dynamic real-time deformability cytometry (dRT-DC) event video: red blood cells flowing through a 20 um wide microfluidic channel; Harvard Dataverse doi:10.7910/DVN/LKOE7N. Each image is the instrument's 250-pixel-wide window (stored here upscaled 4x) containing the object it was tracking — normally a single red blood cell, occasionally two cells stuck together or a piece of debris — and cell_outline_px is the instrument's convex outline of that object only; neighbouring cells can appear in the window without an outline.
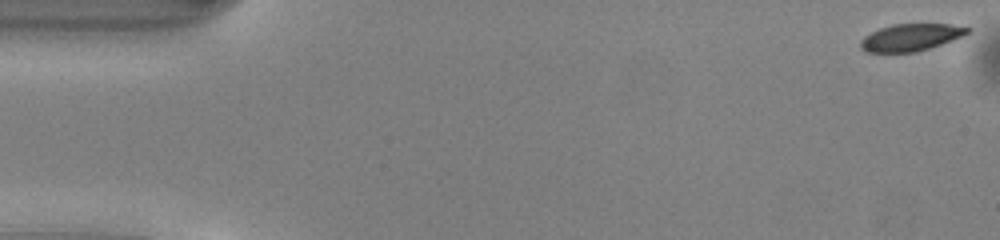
{"species": "common noctule bat (a hibernating species)", "species_latin": "Nyctalus noctula", "temperature_condition": "warm", "stored_images_in_passage": 50, "camera_frame_rate_fps": 3000, "um_per_image_px": 0.085, "animal": {"sex": "male", "body_mass_g": 13.0, "forearm_length_mm": 53.1}, "frame": {"image": 1, "passage_image": 1, "time_ms": 0.0, "image_size_px": [1000, 240], "cell_outline_px": [[972, 28], [968, 32], [952, 40], [916, 52], [868, 52], [860, 48], [860, 40], [864, 36], [880, 28], [892, 24], [952, 24]], "centroid_in_image_um": [77.39, 3.17], "position_along_channel_um": 7.6, "area_um2": 16.7}}
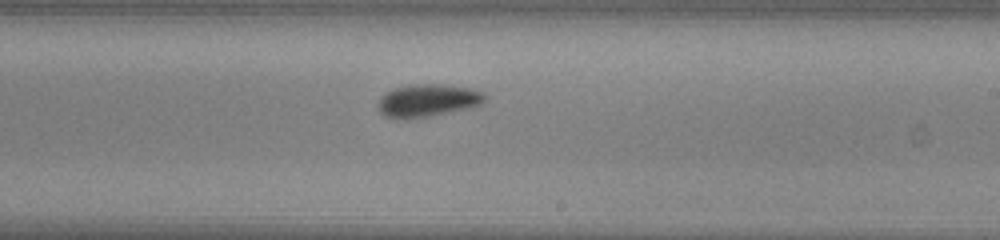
{"frame": {"image": 2, "passage_image": 29, "time_ms": 9.333, "image_size_px": [1000, 240], "cell_outline_px": [[488, 96], [484, 104], [468, 108], [428, 116], [404, 120], [396, 120], [384, 116], [380, 112], [380, 100], [392, 88], [408, 84], [444, 84], [472, 88], [484, 92]], "centroid_in_image_um": [36.41, 8.54], "position_along_channel_um": 252.6, "area_um2": 20.58}}
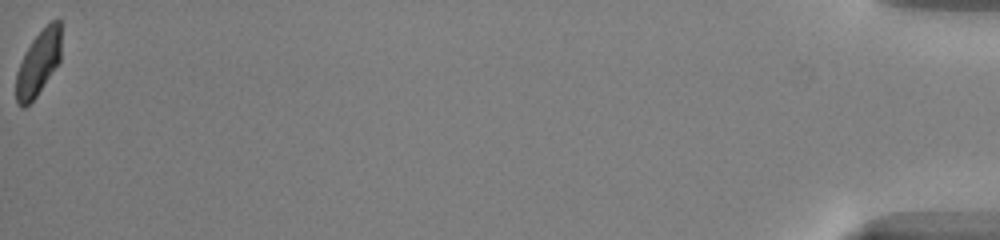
{"frame": {"image": 3, "passage_image": 50, "time_ms": 16.333, "image_size_px": [1000, 240], "cell_outline_px": [[60, 60], [36, 96], [24, 108], [20, 108], [16, 100], [16, 72], [24, 52], [32, 40], [52, 20], [60, 20]], "centroid_in_image_um": [3.23, 5.38], "position_along_channel_um": 432.0, "area_um2": 16.76}, "authors_computed_cell_mechanics": {"area_um2": 19.0162, "velocity_mm_per_s": 4.1122, "shape_relaxation_time_tau1_ms": 2.2106, "shape_relaxation_time_tau2_ms": 3.328, "deformation_change_tau1": 0.1136, "deformation_change_tau2": 0.0718}}